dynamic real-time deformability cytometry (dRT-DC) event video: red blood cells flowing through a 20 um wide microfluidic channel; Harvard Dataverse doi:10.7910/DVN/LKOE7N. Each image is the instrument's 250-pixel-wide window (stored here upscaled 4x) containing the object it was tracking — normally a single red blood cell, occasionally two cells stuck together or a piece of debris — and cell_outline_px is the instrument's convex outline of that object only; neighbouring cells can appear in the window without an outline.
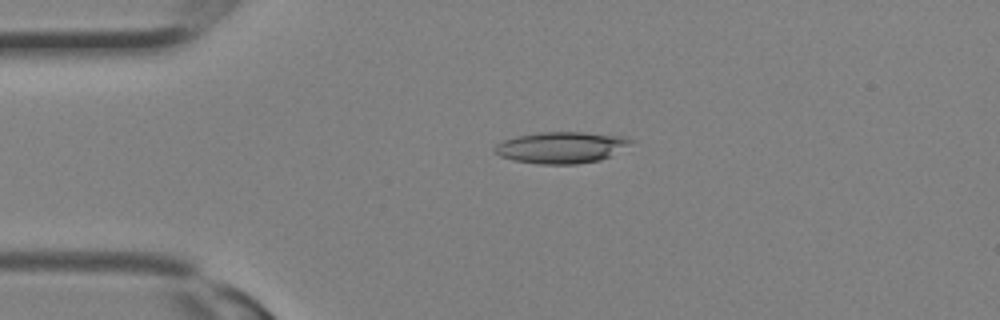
{"species": "Egyptian fruit bat (a non-hibernating species)", "species_latin": "Rousettus aegyptiacus", "temperature_condition": "room temperature", "stored_images_in_passage": 28, "camera_frame_rate_fps": 3000, "um_per_image_px": 0.085, "animal": {"sex": "female"}, "frame": {"image": 1, "passage_image": 7, "time_ms": 2.0, "image_size_px": [1000, 320], "cell_outline_px": [[636, 140], [608, 156], [600, 160], [576, 164], [540, 164], [512, 160], [500, 156], [492, 148], [496, 144], [504, 140], [516, 136], [540, 132], [584, 132], [624, 136]], "centroid_in_image_um": [47.67, 12.53], "position_along_channel_um": 37.3, "area_um2": 24.8}}
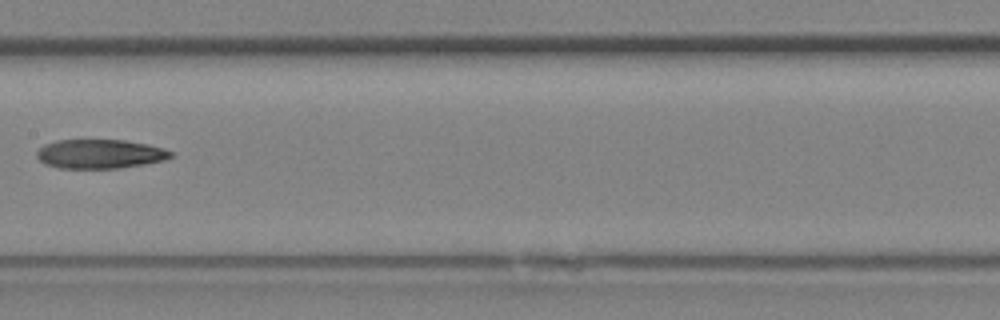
{"frame": {"image": 2, "passage_image": 15, "time_ms": 4.667, "image_size_px": [1000, 320], "cell_outline_px": [[176, 156], [164, 160], [144, 164], [120, 168], [60, 168], [44, 164], [36, 156], [36, 152], [44, 144], [56, 140], [124, 140], [148, 144], [164, 148], [176, 152]], "centroid_in_image_um": [8.54, 13.08], "position_along_channel_um": 198.9, "area_um2": 23.0}}
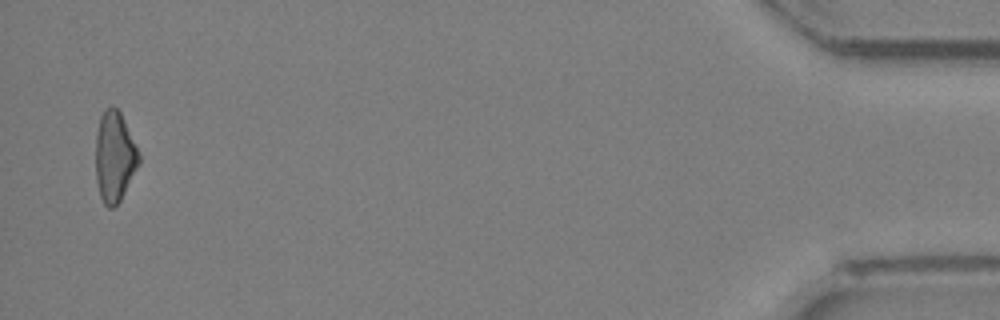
{"frame": {"image": 3, "passage_image": 28, "time_ms": 9.0, "image_size_px": [1000, 320], "cell_outline_px": [[140, 164], [120, 200], [112, 208], [108, 208], [104, 204], [100, 196], [96, 180], [96, 132], [100, 116], [104, 108], [112, 104], [120, 112], [140, 152]], "centroid_in_image_um": [9.74, 13.29], "position_along_channel_um": 425.5, "area_um2": 23.0}}